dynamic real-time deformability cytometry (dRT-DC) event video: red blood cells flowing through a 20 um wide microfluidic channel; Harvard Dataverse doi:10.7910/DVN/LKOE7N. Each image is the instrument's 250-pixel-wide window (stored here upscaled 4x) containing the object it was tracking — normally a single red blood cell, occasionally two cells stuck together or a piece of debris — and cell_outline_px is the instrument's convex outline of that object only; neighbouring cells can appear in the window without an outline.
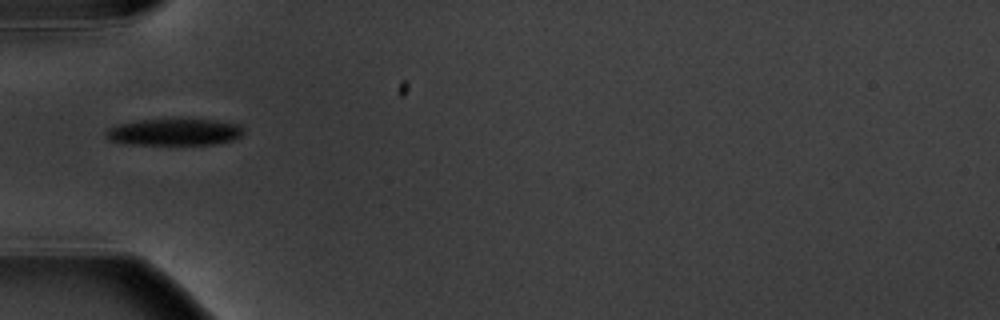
{"species": "common noctule bat (a hibernating species)", "species_latin": "Nyctalus noctula", "temperature_condition": "warm", "stored_images_in_passage": 4, "camera_frame_rate_fps": 3000, "um_per_image_px": 0.085, "animal": {"sex": "male", "body_mass_g": 20.1, "forearm_length_mm": 53.5}, "frame": {"image": 1, "passage_image": 2, "time_ms": 1.333, "image_size_px": [1000, 320], "cell_outline_px": [[244, 132], [240, 136], [232, 140], [216, 144], [128, 144], [112, 140], [104, 136], [104, 132], [108, 128], [120, 124], [140, 120], [180, 116], [216, 120], [240, 124], [244, 128]], "centroid_in_image_um": [14.87, 11.17], "position_along_channel_um": 70.1, "area_um2": 22.31}}
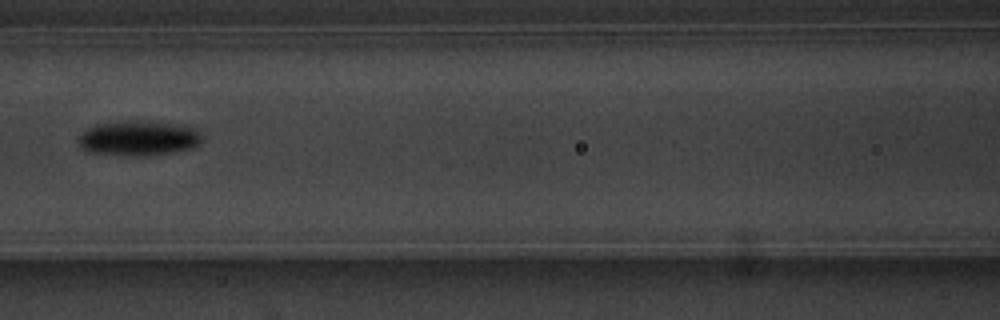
{"frame": {"image": 2, "passage_image": 4, "time_ms": 3.667, "image_size_px": [1000, 320], "cell_outline_px": [[200, 144], [192, 148], [148, 156], [128, 156], [88, 152], [76, 140], [88, 128], [96, 124], [124, 120], [136, 120], [188, 124], [200, 128]], "centroid_in_image_um": [11.83, 11.72], "position_along_channel_um": 154.8, "area_um2": 25.72}}